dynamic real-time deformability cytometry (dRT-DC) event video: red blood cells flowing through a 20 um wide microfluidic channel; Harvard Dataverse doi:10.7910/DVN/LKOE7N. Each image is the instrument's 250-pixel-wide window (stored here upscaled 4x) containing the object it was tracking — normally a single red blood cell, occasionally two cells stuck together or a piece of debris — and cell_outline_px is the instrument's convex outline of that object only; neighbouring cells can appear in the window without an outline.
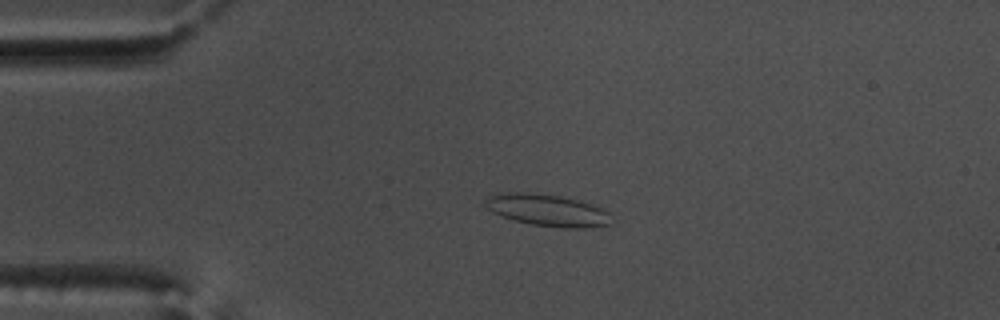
{"species": "common noctule bat (a hibernating species)", "species_latin": "Nyctalus noctula", "temperature_condition": "warm", "stored_images_in_passage": 47, "camera_frame_rate_fps": 3000, "um_per_image_px": 0.085, "animal": {"sex": "male", "body_mass_g": 17.5, "forearm_length_mm": 52.3}, "frame": {"image": 1, "passage_image": 6, "time_ms": 1.667, "image_size_px": [1000, 320], "cell_outline_px": [[612, 224], [584, 228], [564, 228], [532, 224], [512, 220], [500, 216], [492, 212], [484, 204], [488, 196], [508, 192], [528, 192], [560, 196], [592, 204], [608, 212]], "centroid_in_image_um": [46.51, 17.87], "position_along_channel_um": 38.5, "area_um2": 23.29}}
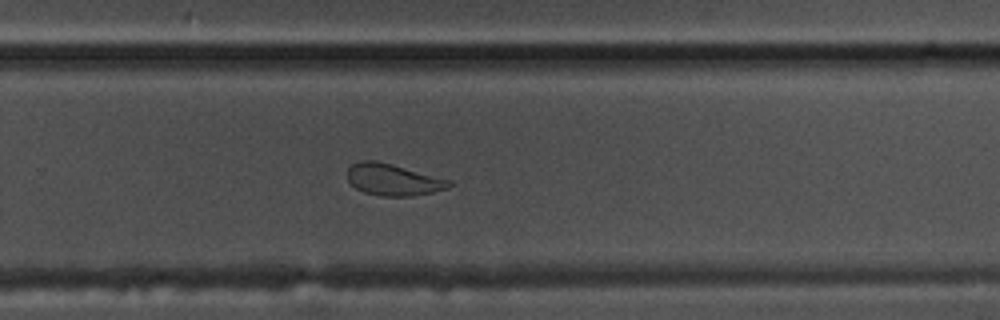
{"frame": {"image": 2, "passage_image": 29, "time_ms": 9.333, "image_size_px": [1000, 320], "cell_outline_px": [[452, 184], [448, 188], [432, 192], [408, 196], [380, 196], [364, 192], [356, 188], [348, 180], [348, 168], [352, 164], [360, 160], [376, 160], [392, 164], [452, 180]], "centroid_in_image_um": [33.42, 15.26], "position_along_channel_um": 296.4, "area_um2": 18.73}}
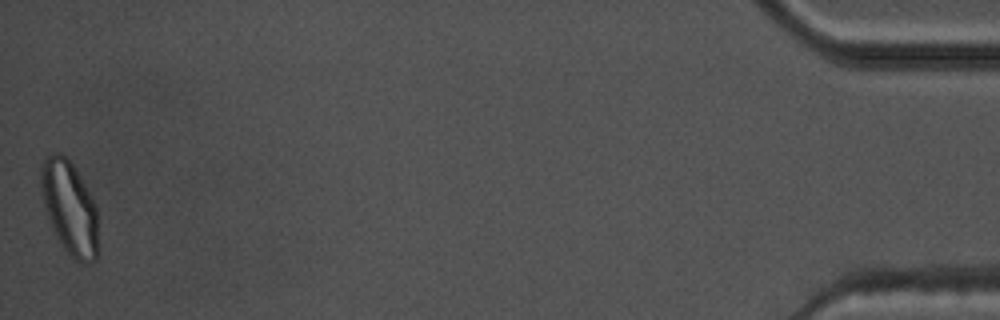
{"frame": {"image": 3, "passage_image": 47, "time_ms": 15.333, "image_size_px": [1000, 320], "cell_outline_px": [[100, 252], [96, 260], [88, 264], [80, 264], [64, 248], [56, 236], [48, 216], [44, 204], [40, 184], [40, 168], [44, 160], [52, 152], [60, 152], [72, 164], [84, 184], [96, 208]], "centroid_in_image_um": [5.94, 17.72], "position_along_channel_um": 429.3, "area_um2": 31.15}, "authors_computed_cell_mechanics": {"area_um2": 20.519, "velocity_mm_per_s": 3.7879, "shape_relaxation_time_tau1_ms": null, "shape_relaxation_time_tau2_ms": 1.478, "deformation_change_tau1": null, "deformation_change_tau2": 0.074}}